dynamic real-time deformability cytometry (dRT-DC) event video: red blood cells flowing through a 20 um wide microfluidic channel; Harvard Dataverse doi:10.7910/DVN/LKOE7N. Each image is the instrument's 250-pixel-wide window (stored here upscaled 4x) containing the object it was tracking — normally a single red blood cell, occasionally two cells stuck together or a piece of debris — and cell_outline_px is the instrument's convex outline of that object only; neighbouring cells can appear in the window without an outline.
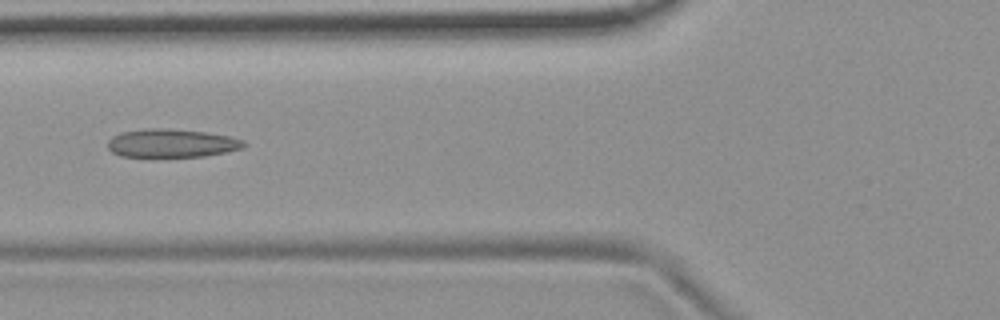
{"species": "common noctule bat (a hibernating species)", "species_latin": "Nyctalus noctula", "temperature_condition": "room temperature", "stored_images_in_passage": 6, "camera_frame_rate_fps": 3000, "um_per_image_px": 0.085, "animal": {"sex": "female", "body_mass_g": 19.9}, "frame": {"image": 1, "passage_image": 6, "time_ms": 1.667, "image_size_px": [1000, 320], "cell_outline_px": [[248, 144], [244, 148], [204, 156], [120, 156], [112, 152], [108, 148], [108, 140], [112, 136], [120, 132], [144, 128], [168, 128], [204, 132], [228, 136], [244, 140]], "centroid_in_image_um": [14.58, 12.16], "position_along_channel_um": 111.2, "area_um2": 22.48}}